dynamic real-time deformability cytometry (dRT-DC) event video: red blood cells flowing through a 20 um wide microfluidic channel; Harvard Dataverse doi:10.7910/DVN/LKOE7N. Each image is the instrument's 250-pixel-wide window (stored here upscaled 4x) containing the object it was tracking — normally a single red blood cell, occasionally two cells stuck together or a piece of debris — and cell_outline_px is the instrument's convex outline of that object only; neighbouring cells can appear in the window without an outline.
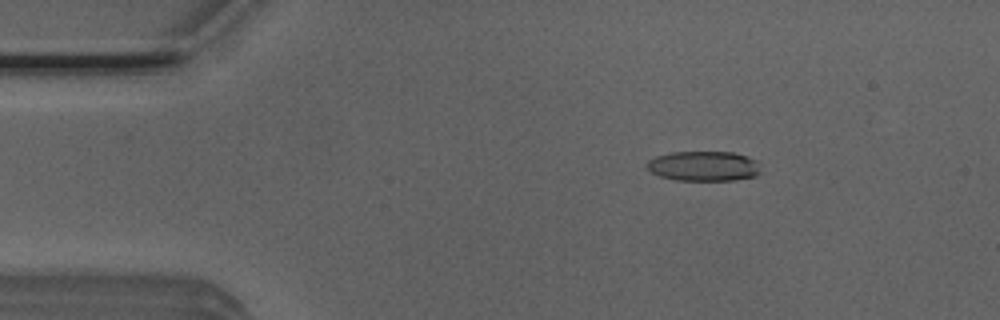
{"species": "Egyptian fruit bat (a non-hibernating species)", "species_latin": "Rousettus aegyptiacus", "temperature_condition": "room temperature", "stored_images_in_passage": 46, "camera_frame_rate_fps": 3000, "um_per_image_px": 0.085, "animal": {"sex": "male"}, "frame": {"image": 1, "passage_image": 8, "time_ms": 2.333, "image_size_px": [1000, 320], "cell_outline_px": [[760, 172], [756, 176], [736, 180], [676, 180], [660, 176], [652, 172], [644, 164], [648, 160], [656, 156], [672, 152], [732, 152], [748, 156], [756, 160]], "centroid_in_image_um": [59.81, 14.11], "position_along_channel_um": 25.2, "area_um2": 19.88}}
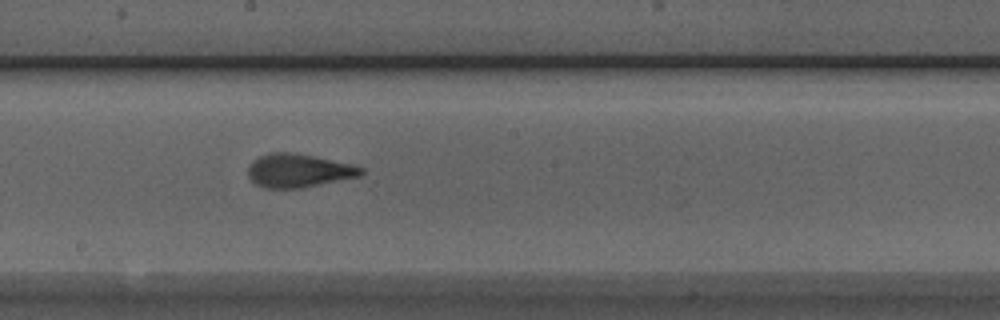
{"frame": {"image": 2, "passage_image": 28, "time_ms": 9.0, "image_size_px": [1000, 320], "cell_outline_px": [[364, 172], [360, 176], [300, 188], [264, 188], [256, 184], [248, 176], [248, 168], [252, 160], [268, 152], [292, 152], [352, 164], [364, 168]], "centroid_in_image_um": [25.35, 14.5], "position_along_channel_um": 222.8, "area_um2": 21.96}}
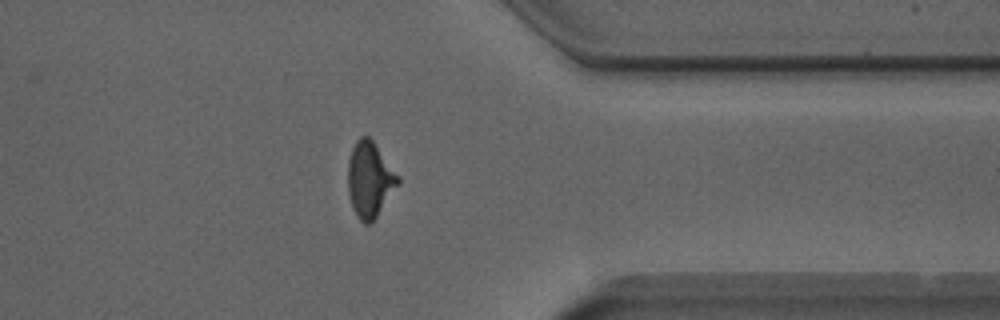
{"frame": {"image": 3, "passage_image": 41, "time_ms": 13.333, "image_size_px": [1000, 320], "cell_outline_px": [[400, 184], [372, 224], [364, 224], [356, 216], [352, 208], [348, 192], [348, 160], [352, 148], [356, 140], [360, 136], [368, 136], [372, 140], [400, 176]], "centroid_in_image_um": [31.44, 15.3], "position_along_channel_um": 380.0, "area_um2": 22.43}, "authors_computed_cell_mechanics": {"area_um2": 21.675, "velocity_mm_per_s": 3.887, "shape_relaxation_time_tau1_ms": 4.8493, "shape_relaxation_time_tau2_ms": 1.2208, "deformation_change_tau1": 0.1877, "deformation_change_tau2": 0.0951}}